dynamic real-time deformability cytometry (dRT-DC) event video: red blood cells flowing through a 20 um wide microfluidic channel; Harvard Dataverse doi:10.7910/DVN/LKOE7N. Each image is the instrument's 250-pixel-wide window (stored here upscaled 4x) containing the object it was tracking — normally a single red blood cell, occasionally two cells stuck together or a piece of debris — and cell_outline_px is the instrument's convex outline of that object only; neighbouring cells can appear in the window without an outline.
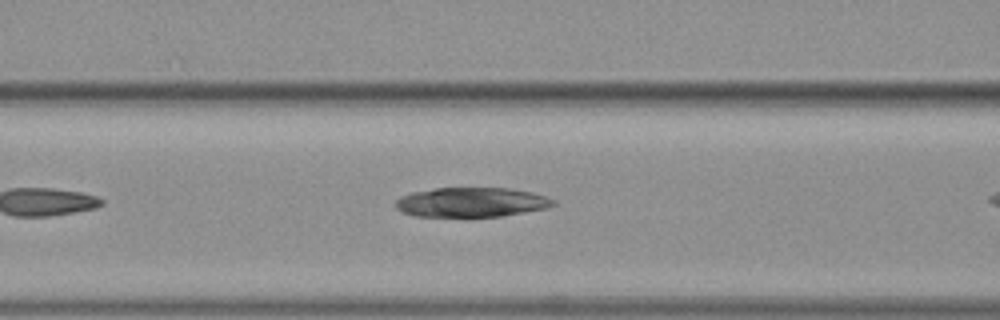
{"species": "common noctule bat (a hibernating species)", "species_latin": "Nyctalus noctula", "temperature_condition": "warm", "stored_images_in_passage": 11, "camera_frame_rate_fps": 3000, "um_per_image_px": 0.085, "animal": {"sex": "female", "body_mass_g": 19.3, "forearm_length_mm": 54.1}, "frame": {"image": 1, "passage_image": 5, "time_ms": 1.333, "image_size_px": [1000, 320], "cell_outline_px": [[556, 204], [548, 208], [500, 216], [468, 220], [416, 216], [404, 212], [396, 208], [396, 200], [400, 196], [412, 192], [436, 188], [512, 188], [532, 192], [556, 200]], "centroid_in_image_um": [40.06, 17.23], "position_along_channel_um": 126.5, "area_um2": 28.26}}